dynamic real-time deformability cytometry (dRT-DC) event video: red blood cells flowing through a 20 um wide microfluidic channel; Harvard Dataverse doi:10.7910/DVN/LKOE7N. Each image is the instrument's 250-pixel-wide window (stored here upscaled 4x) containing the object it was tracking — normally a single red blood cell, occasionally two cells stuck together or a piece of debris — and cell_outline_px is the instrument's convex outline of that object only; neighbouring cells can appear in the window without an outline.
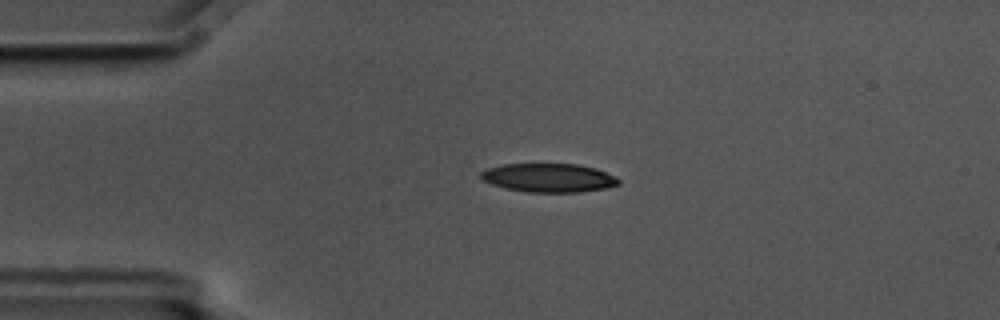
{"species": "common noctule bat (a hibernating species)", "species_latin": "Nyctalus noctula", "temperature_condition": "cold", "stored_images_in_passage": 5, "segment_of_instrument_passage": [1, 2], "camera_frame_rate_fps": 3000, "um_per_image_px": 0.085, "animal": {"sex": "male", "body_mass_g": 17.5, "forearm_length_mm": 52.3}, "frame": {"image": 1, "passage_image": 3, "time_ms": 0.667, "image_size_px": [1000, 320], "cell_outline_px": [[620, 184], [608, 188], [580, 192], [524, 192], [504, 188], [492, 184], [484, 180], [480, 176], [480, 172], [488, 168], [504, 164], [576, 164], [596, 168], [616, 176], [620, 180]], "centroid_in_image_um": [46.67, 15.12], "position_along_channel_um": 38.3, "area_um2": 23.18}}